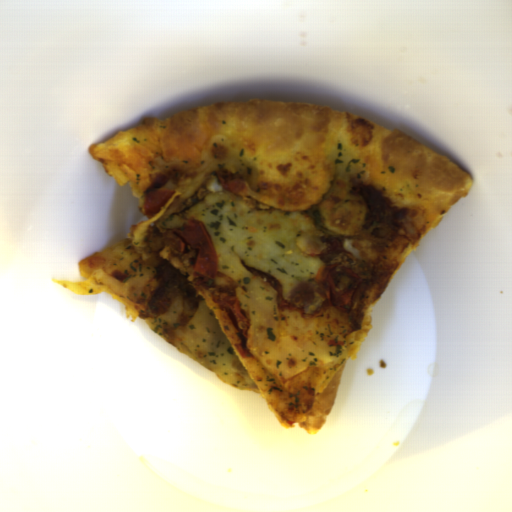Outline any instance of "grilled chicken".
Instances as JSON below:
<instances>
[{"label":"grilled chicken","mask_w":512,"mask_h":512,"mask_svg":"<svg viewBox=\"0 0 512 512\" xmlns=\"http://www.w3.org/2000/svg\"><path fill=\"white\" fill-rule=\"evenodd\" d=\"M143 240L154 259L157 275L155 291L148 299V310L159 315L172 305L176 297H180L182 309L177 317V325H185L201 307L203 295L194 289L187 273L178 270L159 253L163 249H171L185 266H192L200 252L193 247H187L181 252L176 231L155 225L146 227Z\"/></svg>","instance_id":"277b20a1"},{"label":"grilled chicken","mask_w":512,"mask_h":512,"mask_svg":"<svg viewBox=\"0 0 512 512\" xmlns=\"http://www.w3.org/2000/svg\"><path fill=\"white\" fill-rule=\"evenodd\" d=\"M320 258L327 267L334 265L349 269L361 277L348 311H342L352 328L361 329L363 326L364 293L374 289L380 296L391 280L392 270L384 260H367L358 258L354 252L346 248L341 241L333 239L325 249L320 251Z\"/></svg>","instance_id":"a9712176"},{"label":"grilled chicken","mask_w":512,"mask_h":512,"mask_svg":"<svg viewBox=\"0 0 512 512\" xmlns=\"http://www.w3.org/2000/svg\"><path fill=\"white\" fill-rule=\"evenodd\" d=\"M358 193L366 208L358 237L370 241L375 251H385L398 236L408 211L392 203L379 187L368 182L358 186Z\"/></svg>","instance_id":"7e0887df"}]
</instances>
